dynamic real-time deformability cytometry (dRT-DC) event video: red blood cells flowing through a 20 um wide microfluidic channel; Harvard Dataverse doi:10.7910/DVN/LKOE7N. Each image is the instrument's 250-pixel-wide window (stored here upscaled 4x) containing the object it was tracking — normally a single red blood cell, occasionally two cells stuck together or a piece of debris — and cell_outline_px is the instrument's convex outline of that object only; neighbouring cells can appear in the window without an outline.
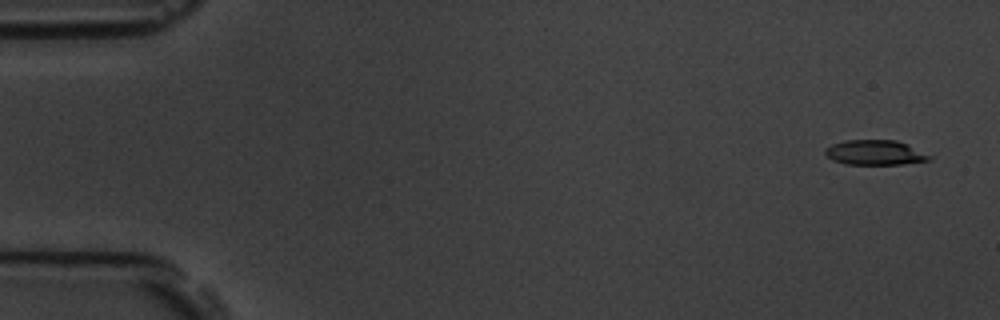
{"species": "common noctule bat (a hibernating species)", "species_latin": "Nyctalus noctula", "temperature_condition": "room temperature", "stored_images_in_passage": 5, "camera_frame_rate_fps": 3000, "um_per_image_px": 0.085, "animal": {"sex": "male", "body_mass_g": 19.5, "forearm_length_mm": 54.6}, "frame": {"image": 1, "passage_image": 1, "time_ms": 0.0, "image_size_px": [1000, 320], "cell_outline_px": [[932, 160], [904, 164], [844, 164], [832, 160], [824, 152], [824, 148], [832, 144], [844, 140], [896, 140], [932, 156]], "centroid_in_image_um": [74.35, 12.97], "position_along_channel_um": 10.7, "area_um2": 15.09}}
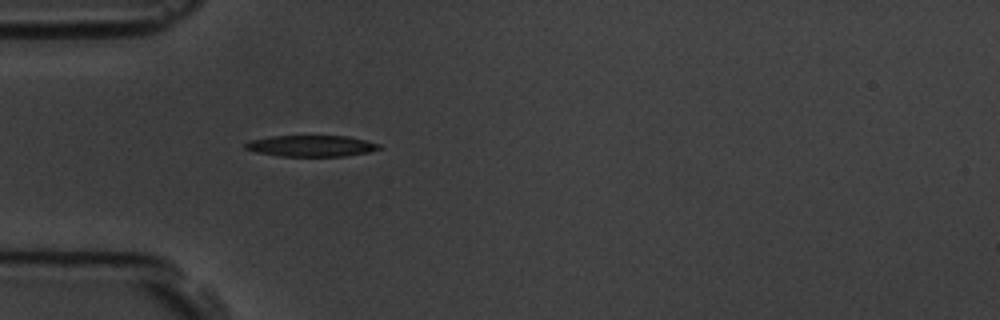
{"frame": {"image": 2, "passage_image": 5, "time_ms": 4.667, "image_size_px": [1000, 320], "cell_outline_px": [[384, 148], [368, 152], [344, 156], [280, 156], [256, 152], [244, 148], [244, 144], [252, 140], [272, 136], [348, 136], [380, 144]], "centroid_in_image_um": [26.48, 12.4], "position_along_channel_um": 58.5, "area_um2": 16.47}}